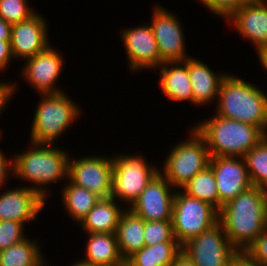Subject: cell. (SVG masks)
<instances>
[{"instance_id": "cell-19", "label": "cell", "mask_w": 267, "mask_h": 266, "mask_svg": "<svg viewBox=\"0 0 267 266\" xmlns=\"http://www.w3.org/2000/svg\"><path fill=\"white\" fill-rule=\"evenodd\" d=\"M209 67L199 59L188 58V73L193 91L194 106L200 107L216 101L221 82L227 75L222 72L215 73Z\"/></svg>"}, {"instance_id": "cell-42", "label": "cell", "mask_w": 267, "mask_h": 266, "mask_svg": "<svg viewBox=\"0 0 267 266\" xmlns=\"http://www.w3.org/2000/svg\"><path fill=\"white\" fill-rule=\"evenodd\" d=\"M117 266H131L126 260Z\"/></svg>"}, {"instance_id": "cell-41", "label": "cell", "mask_w": 267, "mask_h": 266, "mask_svg": "<svg viewBox=\"0 0 267 266\" xmlns=\"http://www.w3.org/2000/svg\"><path fill=\"white\" fill-rule=\"evenodd\" d=\"M71 266H97V265H93V264H90V263H86V262H84L82 260H78L74 264H71Z\"/></svg>"}, {"instance_id": "cell-24", "label": "cell", "mask_w": 267, "mask_h": 266, "mask_svg": "<svg viewBox=\"0 0 267 266\" xmlns=\"http://www.w3.org/2000/svg\"><path fill=\"white\" fill-rule=\"evenodd\" d=\"M180 253L181 245L178 242H163L153 246L145 245L126 261L131 266H171Z\"/></svg>"}, {"instance_id": "cell-37", "label": "cell", "mask_w": 267, "mask_h": 266, "mask_svg": "<svg viewBox=\"0 0 267 266\" xmlns=\"http://www.w3.org/2000/svg\"><path fill=\"white\" fill-rule=\"evenodd\" d=\"M11 25L0 16V41H11Z\"/></svg>"}, {"instance_id": "cell-4", "label": "cell", "mask_w": 267, "mask_h": 266, "mask_svg": "<svg viewBox=\"0 0 267 266\" xmlns=\"http://www.w3.org/2000/svg\"><path fill=\"white\" fill-rule=\"evenodd\" d=\"M193 127L204 138L210 157H244L266 136L257 126L217 114Z\"/></svg>"}, {"instance_id": "cell-3", "label": "cell", "mask_w": 267, "mask_h": 266, "mask_svg": "<svg viewBox=\"0 0 267 266\" xmlns=\"http://www.w3.org/2000/svg\"><path fill=\"white\" fill-rule=\"evenodd\" d=\"M266 94L256 84L228 73L220 85L215 114L257 126L267 135Z\"/></svg>"}, {"instance_id": "cell-39", "label": "cell", "mask_w": 267, "mask_h": 266, "mask_svg": "<svg viewBox=\"0 0 267 266\" xmlns=\"http://www.w3.org/2000/svg\"><path fill=\"white\" fill-rule=\"evenodd\" d=\"M171 266H196L184 253H180Z\"/></svg>"}, {"instance_id": "cell-28", "label": "cell", "mask_w": 267, "mask_h": 266, "mask_svg": "<svg viewBox=\"0 0 267 266\" xmlns=\"http://www.w3.org/2000/svg\"><path fill=\"white\" fill-rule=\"evenodd\" d=\"M253 186L267 190V135L244 156Z\"/></svg>"}, {"instance_id": "cell-23", "label": "cell", "mask_w": 267, "mask_h": 266, "mask_svg": "<svg viewBox=\"0 0 267 266\" xmlns=\"http://www.w3.org/2000/svg\"><path fill=\"white\" fill-rule=\"evenodd\" d=\"M115 232L121 256L126 260L145 246V220L125 206Z\"/></svg>"}, {"instance_id": "cell-16", "label": "cell", "mask_w": 267, "mask_h": 266, "mask_svg": "<svg viewBox=\"0 0 267 266\" xmlns=\"http://www.w3.org/2000/svg\"><path fill=\"white\" fill-rule=\"evenodd\" d=\"M42 14L36 12L27 20L11 27V50L14 59L26 60L50 45L48 23Z\"/></svg>"}, {"instance_id": "cell-7", "label": "cell", "mask_w": 267, "mask_h": 266, "mask_svg": "<svg viewBox=\"0 0 267 266\" xmlns=\"http://www.w3.org/2000/svg\"><path fill=\"white\" fill-rule=\"evenodd\" d=\"M142 154H120L113 158L111 198L131 206L154 176L159 173L156 165L149 164ZM156 166V167H155Z\"/></svg>"}, {"instance_id": "cell-36", "label": "cell", "mask_w": 267, "mask_h": 266, "mask_svg": "<svg viewBox=\"0 0 267 266\" xmlns=\"http://www.w3.org/2000/svg\"><path fill=\"white\" fill-rule=\"evenodd\" d=\"M14 60L11 41H0V71L3 73L5 69L7 70V66Z\"/></svg>"}, {"instance_id": "cell-12", "label": "cell", "mask_w": 267, "mask_h": 266, "mask_svg": "<svg viewBox=\"0 0 267 266\" xmlns=\"http://www.w3.org/2000/svg\"><path fill=\"white\" fill-rule=\"evenodd\" d=\"M152 8V20L149 24L158 45L161 61H184L192 57L187 55L183 27L174 12L160 5Z\"/></svg>"}, {"instance_id": "cell-30", "label": "cell", "mask_w": 267, "mask_h": 266, "mask_svg": "<svg viewBox=\"0 0 267 266\" xmlns=\"http://www.w3.org/2000/svg\"><path fill=\"white\" fill-rule=\"evenodd\" d=\"M144 240L147 246L163 242H177L172 221H145Z\"/></svg>"}, {"instance_id": "cell-25", "label": "cell", "mask_w": 267, "mask_h": 266, "mask_svg": "<svg viewBox=\"0 0 267 266\" xmlns=\"http://www.w3.org/2000/svg\"><path fill=\"white\" fill-rule=\"evenodd\" d=\"M67 181L62 189V205L72 220L79 224L101 198L95 193Z\"/></svg>"}, {"instance_id": "cell-35", "label": "cell", "mask_w": 267, "mask_h": 266, "mask_svg": "<svg viewBox=\"0 0 267 266\" xmlns=\"http://www.w3.org/2000/svg\"><path fill=\"white\" fill-rule=\"evenodd\" d=\"M17 83L13 82L10 83L7 81L6 82H0V114L3 112L5 109L6 105L8 106V101L12 99V96L15 94L14 92L17 93L16 87Z\"/></svg>"}, {"instance_id": "cell-8", "label": "cell", "mask_w": 267, "mask_h": 266, "mask_svg": "<svg viewBox=\"0 0 267 266\" xmlns=\"http://www.w3.org/2000/svg\"><path fill=\"white\" fill-rule=\"evenodd\" d=\"M179 190L174 196L171 221L175 239L182 246L217 224L219 211L213 205Z\"/></svg>"}, {"instance_id": "cell-29", "label": "cell", "mask_w": 267, "mask_h": 266, "mask_svg": "<svg viewBox=\"0 0 267 266\" xmlns=\"http://www.w3.org/2000/svg\"><path fill=\"white\" fill-rule=\"evenodd\" d=\"M28 0H0V16L11 26L27 20L36 13Z\"/></svg>"}, {"instance_id": "cell-9", "label": "cell", "mask_w": 267, "mask_h": 266, "mask_svg": "<svg viewBox=\"0 0 267 266\" xmlns=\"http://www.w3.org/2000/svg\"><path fill=\"white\" fill-rule=\"evenodd\" d=\"M181 252L196 266H232L240 254L231 245L219 222L188 240L181 246Z\"/></svg>"}, {"instance_id": "cell-43", "label": "cell", "mask_w": 267, "mask_h": 266, "mask_svg": "<svg viewBox=\"0 0 267 266\" xmlns=\"http://www.w3.org/2000/svg\"><path fill=\"white\" fill-rule=\"evenodd\" d=\"M47 263V264H46ZM49 262H45L42 266H47ZM49 266V265H48Z\"/></svg>"}, {"instance_id": "cell-34", "label": "cell", "mask_w": 267, "mask_h": 266, "mask_svg": "<svg viewBox=\"0 0 267 266\" xmlns=\"http://www.w3.org/2000/svg\"><path fill=\"white\" fill-rule=\"evenodd\" d=\"M10 175H13V155L12 159H8L4 151L0 149V189L5 188Z\"/></svg>"}, {"instance_id": "cell-5", "label": "cell", "mask_w": 267, "mask_h": 266, "mask_svg": "<svg viewBox=\"0 0 267 266\" xmlns=\"http://www.w3.org/2000/svg\"><path fill=\"white\" fill-rule=\"evenodd\" d=\"M32 117L30 142L55 144L59 136L71 128L81 116L80 106L64 91L56 94H41ZM70 127V128H69Z\"/></svg>"}, {"instance_id": "cell-10", "label": "cell", "mask_w": 267, "mask_h": 266, "mask_svg": "<svg viewBox=\"0 0 267 266\" xmlns=\"http://www.w3.org/2000/svg\"><path fill=\"white\" fill-rule=\"evenodd\" d=\"M113 158L86 155L75 159L69 157L68 180L83 187L100 198H109L112 191Z\"/></svg>"}, {"instance_id": "cell-20", "label": "cell", "mask_w": 267, "mask_h": 266, "mask_svg": "<svg viewBox=\"0 0 267 266\" xmlns=\"http://www.w3.org/2000/svg\"><path fill=\"white\" fill-rule=\"evenodd\" d=\"M159 85L163 94L172 101H188L193 105V91L188 73V59L164 62L159 67Z\"/></svg>"}, {"instance_id": "cell-40", "label": "cell", "mask_w": 267, "mask_h": 266, "mask_svg": "<svg viewBox=\"0 0 267 266\" xmlns=\"http://www.w3.org/2000/svg\"><path fill=\"white\" fill-rule=\"evenodd\" d=\"M259 62L263 69L267 71V45L261 46L256 50Z\"/></svg>"}, {"instance_id": "cell-17", "label": "cell", "mask_w": 267, "mask_h": 266, "mask_svg": "<svg viewBox=\"0 0 267 266\" xmlns=\"http://www.w3.org/2000/svg\"><path fill=\"white\" fill-rule=\"evenodd\" d=\"M31 186H15L0 194V221L11 220L26 225L37 219L38 213L46 206V200Z\"/></svg>"}, {"instance_id": "cell-14", "label": "cell", "mask_w": 267, "mask_h": 266, "mask_svg": "<svg viewBox=\"0 0 267 266\" xmlns=\"http://www.w3.org/2000/svg\"><path fill=\"white\" fill-rule=\"evenodd\" d=\"M120 35L130 70L138 73L145 69L155 71L163 63L149 24L124 28L120 31Z\"/></svg>"}, {"instance_id": "cell-11", "label": "cell", "mask_w": 267, "mask_h": 266, "mask_svg": "<svg viewBox=\"0 0 267 266\" xmlns=\"http://www.w3.org/2000/svg\"><path fill=\"white\" fill-rule=\"evenodd\" d=\"M62 56L63 54L50 44L45 50L27 58L19 73L39 95L61 93L63 90L57 88L56 83L59 82L62 68H65Z\"/></svg>"}, {"instance_id": "cell-32", "label": "cell", "mask_w": 267, "mask_h": 266, "mask_svg": "<svg viewBox=\"0 0 267 266\" xmlns=\"http://www.w3.org/2000/svg\"><path fill=\"white\" fill-rule=\"evenodd\" d=\"M211 13L227 19L234 11L255 0H199Z\"/></svg>"}, {"instance_id": "cell-22", "label": "cell", "mask_w": 267, "mask_h": 266, "mask_svg": "<svg viewBox=\"0 0 267 266\" xmlns=\"http://www.w3.org/2000/svg\"><path fill=\"white\" fill-rule=\"evenodd\" d=\"M85 257L82 261L97 266H117L121 256L115 233H87Z\"/></svg>"}, {"instance_id": "cell-27", "label": "cell", "mask_w": 267, "mask_h": 266, "mask_svg": "<svg viewBox=\"0 0 267 266\" xmlns=\"http://www.w3.org/2000/svg\"><path fill=\"white\" fill-rule=\"evenodd\" d=\"M180 190L188 196L213 205L219 211L218 190L215 176L210 166H207L204 170L198 172Z\"/></svg>"}, {"instance_id": "cell-1", "label": "cell", "mask_w": 267, "mask_h": 266, "mask_svg": "<svg viewBox=\"0 0 267 266\" xmlns=\"http://www.w3.org/2000/svg\"><path fill=\"white\" fill-rule=\"evenodd\" d=\"M267 190L251 186L219 209L218 222L231 245L244 251L266 230Z\"/></svg>"}, {"instance_id": "cell-33", "label": "cell", "mask_w": 267, "mask_h": 266, "mask_svg": "<svg viewBox=\"0 0 267 266\" xmlns=\"http://www.w3.org/2000/svg\"><path fill=\"white\" fill-rule=\"evenodd\" d=\"M243 254L252 262L267 266V230L260 234Z\"/></svg>"}, {"instance_id": "cell-6", "label": "cell", "mask_w": 267, "mask_h": 266, "mask_svg": "<svg viewBox=\"0 0 267 266\" xmlns=\"http://www.w3.org/2000/svg\"><path fill=\"white\" fill-rule=\"evenodd\" d=\"M189 137L173 146L159 171L175 189H181L209 166L210 154L204 138L191 127Z\"/></svg>"}, {"instance_id": "cell-15", "label": "cell", "mask_w": 267, "mask_h": 266, "mask_svg": "<svg viewBox=\"0 0 267 266\" xmlns=\"http://www.w3.org/2000/svg\"><path fill=\"white\" fill-rule=\"evenodd\" d=\"M219 196V209L252 186L244 157H210Z\"/></svg>"}, {"instance_id": "cell-38", "label": "cell", "mask_w": 267, "mask_h": 266, "mask_svg": "<svg viewBox=\"0 0 267 266\" xmlns=\"http://www.w3.org/2000/svg\"><path fill=\"white\" fill-rule=\"evenodd\" d=\"M232 266H260L252 262L246 255L240 253L233 261Z\"/></svg>"}, {"instance_id": "cell-2", "label": "cell", "mask_w": 267, "mask_h": 266, "mask_svg": "<svg viewBox=\"0 0 267 266\" xmlns=\"http://www.w3.org/2000/svg\"><path fill=\"white\" fill-rule=\"evenodd\" d=\"M30 145L27 151L13 156V176L31 183V188L47 200L45 185L68 179L69 154L54 144Z\"/></svg>"}, {"instance_id": "cell-31", "label": "cell", "mask_w": 267, "mask_h": 266, "mask_svg": "<svg viewBox=\"0 0 267 266\" xmlns=\"http://www.w3.org/2000/svg\"><path fill=\"white\" fill-rule=\"evenodd\" d=\"M24 223L5 220L0 221V251L17 244L28 236L25 234Z\"/></svg>"}, {"instance_id": "cell-13", "label": "cell", "mask_w": 267, "mask_h": 266, "mask_svg": "<svg viewBox=\"0 0 267 266\" xmlns=\"http://www.w3.org/2000/svg\"><path fill=\"white\" fill-rule=\"evenodd\" d=\"M174 190V187L159 172L129 209L145 221H171L176 193Z\"/></svg>"}, {"instance_id": "cell-26", "label": "cell", "mask_w": 267, "mask_h": 266, "mask_svg": "<svg viewBox=\"0 0 267 266\" xmlns=\"http://www.w3.org/2000/svg\"><path fill=\"white\" fill-rule=\"evenodd\" d=\"M39 242L27 237L0 251V266H42L46 260Z\"/></svg>"}, {"instance_id": "cell-18", "label": "cell", "mask_w": 267, "mask_h": 266, "mask_svg": "<svg viewBox=\"0 0 267 266\" xmlns=\"http://www.w3.org/2000/svg\"><path fill=\"white\" fill-rule=\"evenodd\" d=\"M228 25L257 50L267 45V0H255L234 11L227 19Z\"/></svg>"}, {"instance_id": "cell-21", "label": "cell", "mask_w": 267, "mask_h": 266, "mask_svg": "<svg viewBox=\"0 0 267 266\" xmlns=\"http://www.w3.org/2000/svg\"><path fill=\"white\" fill-rule=\"evenodd\" d=\"M116 202L111 197L101 198L80 222L82 232L115 233L125 211L124 206L122 208Z\"/></svg>"}]
</instances>
